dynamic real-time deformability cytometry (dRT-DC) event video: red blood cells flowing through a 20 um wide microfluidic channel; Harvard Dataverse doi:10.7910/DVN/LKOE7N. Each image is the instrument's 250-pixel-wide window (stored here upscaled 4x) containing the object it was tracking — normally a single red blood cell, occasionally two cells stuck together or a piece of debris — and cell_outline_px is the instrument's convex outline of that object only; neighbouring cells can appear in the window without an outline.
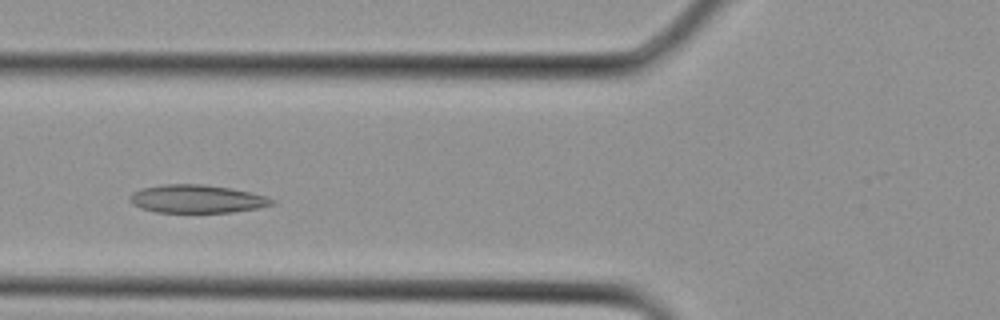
{"species": "Egyptian fruit bat (a non-hibernating species)", "species_latin": "Rousettus aegyptiacus", "temperature_condition": "cold", "stored_images_in_passage": 13, "camera_frame_rate_fps": 3000, "um_per_image_px": 0.085, "animal": {"sex": "female"}, "frame": {"image": 1, "passage_image": 6, "time_ms": 1.667, "image_size_px": [1000, 320], "cell_outline_px": [[276, 204], [260, 208], [232, 212], [156, 212], [140, 208], [132, 204], [132, 192], [140, 188], [160, 184], [200, 184], [232, 188], [252, 192], [268, 196], [276, 200]], "centroid_in_image_um": [16.8, 16.9], "position_along_channel_um": 109.0, "area_um2": 23.52}}
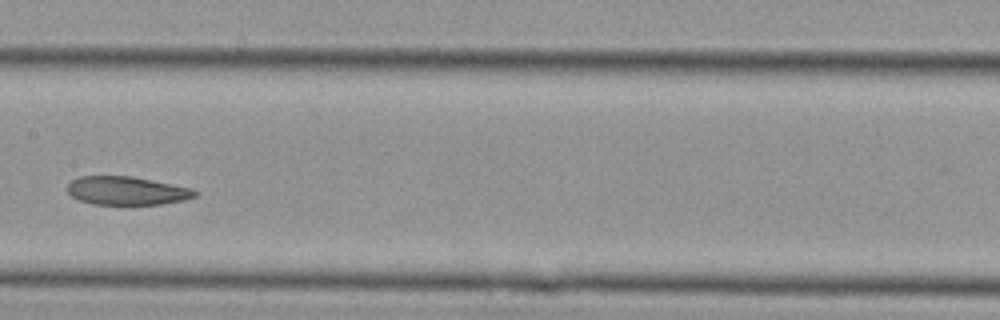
{"frame": {"image": 2, "passage_image": 10, "time_ms": 3.0, "image_size_px": [1000, 320], "cell_outline_px": [[200, 192], [196, 196], [184, 200], [160, 204], [92, 204], [80, 200], [72, 196], [68, 192], [68, 184], [72, 180], [80, 176], [132, 176], [192, 188]], "centroid_in_image_um": [10.8, 16.21], "position_along_channel_um": 196.6, "area_um2": 21.04}}
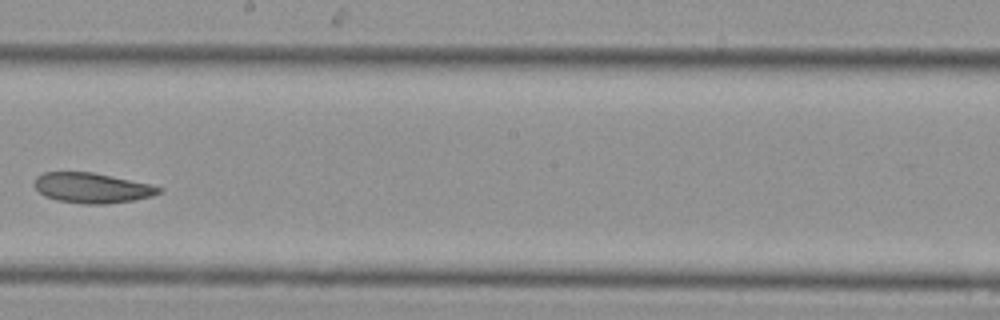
{"frame": {"image": 3, "passage_image": 12, "time_ms": 3.667, "image_size_px": [1000, 320], "cell_outline_px": [[164, 188], [160, 192], [152, 196], [132, 200], [104, 204], [80, 204], [56, 200], [44, 196], [32, 184], [36, 176], [44, 172], [92, 172], [112, 176], [148, 184]], "centroid_in_image_um": [7.76, 15.97], "position_along_channel_um": 240.4, "area_um2": 21.85}}